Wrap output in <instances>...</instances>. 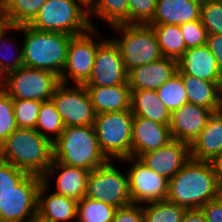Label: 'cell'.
I'll return each instance as SVG.
<instances>
[{"label": "cell", "instance_id": "ee69618b", "mask_svg": "<svg viewBox=\"0 0 222 222\" xmlns=\"http://www.w3.org/2000/svg\"><path fill=\"white\" fill-rule=\"evenodd\" d=\"M182 222H207V219L201 209H190L185 212Z\"/></svg>", "mask_w": 222, "mask_h": 222}, {"label": "cell", "instance_id": "f35d334b", "mask_svg": "<svg viewBox=\"0 0 222 222\" xmlns=\"http://www.w3.org/2000/svg\"><path fill=\"white\" fill-rule=\"evenodd\" d=\"M129 24H147L155 11L156 0H128Z\"/></svg>", "mask_w": 222, "mask_h": 222}, {"label": "cell", "instance_id": "5b68a950", "mask_svg": "<svg viewBox=\"0 0 222 222\" xmlns=\"http://www.w3.org/2000/svg\"><path fill=\"white\" fill-rule=\"evenodd\" d=\"M28 25L40 31L71 36L95 28L89 19L88 7L80 0H47Z\"/></svg>", "mask_w": 222, "mask_h": 222}, {"label": "cell", "instance_id": "484cf974", "mask_svg": "<svg viewBox=\"0 0 222 222\" xmlns=\"http://www.w3.org/2000/svg\"><path fill=\"white\" fill-rule=\"evenodd\" d=\"M131 111L135 117L169 125L171 113L159 99L156 90L132 91Z\"/></svg>", "mask_w": 222, "mask_h": 222}, {"label": "cell", "instance_id": "30bf717a", "mask_svg": "<svg viewBox=\"0 0 222 222\" xmlns=\"http://www.w3.org/2000/svg\"><path fill=\"white\" fill-rule=\"evenodd\" d=\"M75 85V87H74ZM59 83L51 100L65 127L94 125L95 112L85 85Z\"/></svg>", "mask_w": 222, "mask_h": 222}, {"label": "cell", "instance_id": "74e56055", "mask_svg": "<svg viewBox=\"0 0 222 222\" xmlns=\"http://www.w3.org/2000/svg\"><path fill=\"white\" fill-rule=\"evenodd\" d=\"M186 48L200 47L207 43V31L201 20H193L180 25Z\"/></svg>", "mask_w": 222, "mask_h": 222}, {"label": "cell", "instance_id": "5bb4252c", "mask_svg": "<svg viewBox=\"0 0 222 222\" xmlns=\"http://www.w3.org/2000/svg\"><path fill=\"white\" fill-rule=\"evenodd\" d=\"M128 84V72L119 49L109 38L98 46L92 73L85 86L110 87Z\"/></svg>", "mask_w": 222, "mask_h": 222}, {"label": "cell", "instance_id": "7402d4cb", "mask_svg": "<svg viewBox=\"0 0 222 222\" xmlns=\"http://www.w3.org/2000/svg\"><path fill=\"white\" fill-rule=\"evenodd\" d=\"M57 174L56 191L54 193L80 201L86 195L88 170L72 167L52 160L50 167L42 178L48 182V176Z\"/></svg>", "mask_w": 222, "mask_h": 222}, {"label": "cell", "instance_id": "83f0119b", "mask_svg": "<svg viewBox=\"0 0 222 222\" xmlns=\"http://www.w3.org/2000/svg\"><path fill=\"white\" fill-rule=\"evenodd\" d=\"M88 14L96 15L111 26L129 24L128 0H94L88 6Z\"/></svg>", "mask_w": 222, "mask_h": 222}, {"label": "cell", "instance_id": "b9f144b4", "mask_svg": "<svg viewBox=\"0 0 222 222\" xmlns=\"http://www.w3.org/2000/svg\"><path fill=\"white\" fill-rule=\"evenodd\" d=\"M207 222H222V203L218 198L208 201L200 208Z\"/></svg>", "mask_w": 222, "mask_h": 222}, {"label": "cell", "instance_id": "4dcf8cb0", "mask_svg": "<svg viewBox=\"0 0 222 222\" xmlns=\"http://www.w3.org/2000/svg\"><path fill=\"white\" fill-rule=\"evenodd\" d=\"M64 127L62 118L56 110L53 101H43L37 117L35 130L54 143L61 136ZM47 132L55 136L51 138Z\"/></svg>", "mask_w": 222, "mask_h": 222}, {"label": "cell", "instance_id": "7bdbcfd3", "mask_svg": "<svg viewBox=\"0 0 222 222\" xmlns=\"http://www.w3.org/2000/svg\"><path fill=\"white\" fill-rule=\"evenodd\" d=\"M222 73V34H208L207 43Z\"/></svg>", "mask_w": 222, "mask_h": 222}, {"label": "cell", "instance_id": "7c38bea8", "mask_svg": "<svg viewBox=\"0 0 222 222\" xmlns=\"http://www.w3.org/2000/svg\"><path fill=\"white\" fill-rule=\"evenodd\" d=\"M42 177L29 174L0 197V222H28L37 217L38 191Z\"/></svg>", "mask_w": 222, "mask_h": 222}, {"label": "cell", "instance_id": "d590c367", "mask_svg": "<svg viewBox=\"0 0 222 222\" xmlns=\"http://www.w3.org/2000/svg\"><path fill=\"white\" fill-rule=\"evenodd\" d=\"M17 128L13 99L0 87V146Z\"/></svg>", "mask_w": 222, "mask_h": 222}, {"label": "cell", "instance_id": "d4e9b609", "mask_svg": "<svg viewBox=\"0 0 222 222\" xmlns=\"http://www.w3.org/2000/svg\"><path fill=\"white\" fill-rule=\"evenodd\" d=\"M177 73L182 77L188 103L204 107L213 113L222 111V82H209L183 72Z\"/></svg>", "mask_w": 222, "mask_h": 222}, {"label": "cell", "instance_id": "603a6c76", "mask_svg": "<svg viewBox=\"0 0 222 222\" xmlns=\"http://www.w3.org/2000/svg\"><path fill=\"white\" fill-rule=\"evenodd\" d=\"M96 115L131 110L132 91L129 84L110 87L85 86Z\"/></svg>", "mask_w": 222, "mask_h": 222}, {"label": "cell", "instance_id": "ba28073f", "mask_svg": "<svg viewBox=\"0 0 222 222\" xmlns=\"http://www.w3.org/2000/svg\"><path fill=\"white\" fill-rule=\"evenodd\" d=\"M60 83L49 71L23 66L0 79V87L12 98L23 100H51Z\"/></svg>", "mask_w": 222, "mask_h": 222}, {"label": "cell", "instance_id": "d6986e66", "mask_svg": "<svg viewBox=\"0 0 222 222\" xmlns=\"http://www.w3.org/2000/svg\"><path fill=\"white\" fill-rule=\"evenodd\" d=\"M49 188L47 181H43L39 187L37 217L45 222H67L73 219L75 222L78 201L56 193L45 196Z\"/></svg>", "mask_w": 222, "mask_h": 222}, {"label": "cell", "instance_id": "681fc988", "mask_svg": "<svg viewBox=\"0 0 222 222\" xmlns=\"http://www.w3.org/2000/svg\"><path fill=\"white\" fill-rule=\"evenodd\" d=\"M28 222H45V221L39 219L38 217H35V218L31 219V220L28 221Z\"/></svg>", "mask_w": 222, "mask_h": 222}, {"label": "cell", "instance_id": "3957f363", "mask_svg": "<svg viewBox=\"0 0 222 222\" xmlns=\"http://www.w3.org/2000/svg\"><path fill=\"white\" fill-rule=\"evenodd\" d=\"M23 32V64L29 68L46 70L60 77L67 61V49L73 36L66 33L47 32L27 25L12 26Z\"/></svg>", "mask_w": 222, "mask_h": 222}, {"label": "cell", "instance_id": "f1b7e54d", "mask_svg": "<svg viewBox=\"0 0 222 222\" xmlns=\"http://www.w3.org/2000/svg\"><path fill=\"white\" fill-rule=\"evenodd\" d=\"M155 31L162 55L178 60L187 50L180 25H150Z\"/></svg>", "mask_w": 222, "mask_h": 222}, {"label": "cell", "instance_id": "ab89813d", "mask_svg": "<svg viewBox=\"0 0 222 222\" xmlns=\"http://www.w3.org/2000/svg\"><path fill=\"white\" fill-rule=\"evenodd\" d=\"M9 30L13 31L12 26H10L6 31H4L3 34L0 36V45L3 44V46H1L2 49H3V47L6 46V45L4 46L5 43H3V42L7 41V40H5V38H6L5 36H6L7 31H9ZM9 46H11V44H9ZM1 47H0V49H1ZM6 52H7V50H6ZM15 54L16 53L13 54V56H14L13 59H11V57H12L11 55H9L10 56L9 59L5 56L0 57V79L3 78L7 73L17 70V69L24 66V64H23V48H20L19 54H17L16 56H15Z\"/></svg>", "mask_w": 222, "mask_h": 222}, {"label": "cell", "instance_id": "7dc6e473", "mask_svg": "<svg viewBox=\"0 0 222 222\" xmlns=\"http://www.w3.org/2000/svg\"><path fill=\"white\" fill-rule=\"evenodd\" d=\"M217 198L220 200V202L222 203V189L218 190V194H217Z\"/></svg>", "mask_w": 222, "mask_h": 222}, {"label": "cell", "instance_id": "7a4b0ae2", "mask_svg": "<svg viewBox=\"0 0 222 222\" xmlns=\"http://www.w3.org/2000/svg\"><path fill=\"white\" fill-rule=\"evenodd\" d=\"M0 160L43 178L53 160V143L35 129L17 128L0 146Z\"/></svg>", "mask_w": 222, "mask_h": 222}, {"label": "cell", "instance_id": "f546056e", "mask_svg": "<svg viewBox=\"0 0 222 222\" xmlns=\"http://www.w3.org/2000/svg\"><path fill=\"white\" fill-rule=\"evenodd\" d=\"M142 210L143 222H182V218L187 211L185 207L167 199L142 204Z\"/></svg>", "mask_w": 222, "mask_h": 222}, {"label": "cell", "instance_id": "836d02e7", "mask_svg": "<svg viewBox=\"0 0 222 222\" xmlns=\"http://www.w3.org/2000/svg\"><path fill=\"white\" fill-rule=\"evenodd\" d=\"M42 101L13 99L14 116L18 128L35 129Z\"/></svg>", "mask_w": 222, "mask_h": 222}, {"label": "cell", "instance_id": "2e32d148", "mask_svg": "<svg viewBox=\"0 0 222 222\" xmlns=\"http://www.w3.org/2000/svg\"><path fill=\"white\" fill-rule=\"evenodd\" d=\"M212 114L211 110L192 103H186L174 110L171 112L169 123L172 139L191 145L205 128Z\"/></svg>", "mask_w": 222, "mask_h": 222}, {"label": "cell", "instance_id": "4fadbf2b", "mask_svg": "<svg viewBox=\"0 0 222 222\" xmlns=\"http://www.w3.org/2000/svg\"><path fill=\"white\" fill-rule=\"evenodd\" d=\"M120 161L133 162L127 172L129 193L133 203L141 205L167 199V178L154 172L137 157L130 156Z\"/></svg>", "mask_w": 222, "mask_h": 222}, {"label": "cell", "instance_id": "44dd1931", "mask_svg": "<svg viewBox=\"0 0 222 222\" xmlns=\"http://www.w3.org/2000/svg\"><path fill=\"white\" fill-rule=\"evenodd\" d=\"M203 0H156L155 11L148 25H181L200 20Z\"/></svg>", "mask_w": 222, "mask_h": 222}, {"label": "cell", "instance_id": "cb8c5ba5", "mask_svg": "<svg viewBox=\"0 0 222 222\" xmlns=\"http://www.w3.org/2000/svg\"><path fill=\"white\" fill-rule=\"evenodd\" d=\"M222 154V111L213 113L205 128L190 145V156L199 161L211 162Z\"/></svg>", "mask_w": 222, "mask_h": 222}, {"label": "cell", "instance_id": "1f68e13d", "mask_svg": "<svg viewBox=\"0 0 222 222\" xmlns=\"http://www.w3.org/2000/svg\"><path fill=\"white\" fill-rule=\"evenodd\" d=\"M117 208L83 197L78 201L77 222H112Z\"/></svg>", "mask_w": 222, "mask_h": 222}, {"label": "cell", "instance_id": "bcb514c9", "mask_svg": "<svg viewBox=\"0 0 222 222\" xmlns=\"http://www.w3.org/2000/svg\"><path fill=\"white\" fill-rule=\"evenodd\" d=\"M10 27L9 22L3 15L2 10L0 9V36L3 34L4 31H6Z\"/></svg>", "mask_w": 222, "mask_h": 222}, {"label": "cell", "instance_id": "277c9868", "mask_svg": "<svg viewBox=\"0 0 222 222\" xmlns=\"http://www.w3.org/2000/svg\"><path fill=\"white\" fill-rule=\"evenodd\" d=\"M53 159L89 172L108 161L99 148L93 125L64 127L53 143Z\"/></svg>", "mask_w": 222, "mask_h": 222}, {"label": "cell", "instance_id": "4316f807", "mask_svg": "<svg viewBox=\"0 0 222 222\" xmlns=\"http://www.w3.org/2000/svg\"><path fill=\"white\" fill-rule=\"evenodd\" d=\"M47 0H2L0 9L10 26L29 24Z\"/></svg>", "mask_w": 222, "mask_h": 222}, {"label": "cell", "instance_id": "f6af8a7d", "mask_svg": "<svg viewBox=\"0 0 222 222\" xmlns=\"http://www.w3.org/2000/svg\"><path fill=\"white\" fill-rule=\"evenodd\" d=\"M210 163L215 173L217 186L222 189V154L214 158Z\"/></svg>", "mask_w": 222, "mask_h": 222}, {"label": "cell", "instance_id": "52a82bcc", "mask_svg": "<svg viewBox=\"0 0 222 222\" xmlns=\"http://www.w3.org/2000/svg\"><path fill=\"white\" fill-rule=\"evenodd\" d=\"M131 110L95 115L94 128L101 152L108 160L132 156Z\"/></svg>", "mask_w": 222, "mask_h": 222}, {"label": "cell", "instance_id": "6da1fadb", "mask_svg": "<svg viewBox=\"0 0 222 222\" xmlns=\"http://www.w3.org/2000/svg\"><path fill=\"white\" fill-rule=\"evenodd\" d=\"M218 190L211 163L190 158L169 180L167 200L187 210L200 209L217 198Z\"/></svg>", "mask_w": 222, "mask_h": 222}, {"label": "cell", "instance_id": "9a60e30c", "mask_svg": "<svg viewBox=\"0 0 222 222\" xmlns=\"http://www.w3.org/2000/svg\"><path fill=\"white\" fill-rule=\"evenodd\" d=\"M191 158L190 145L172 139L166 145L142 154L139 159L154 172L170 180Z\"/></svg>", "mask_w": 222, "mask_h": 222}, {"label": "cell", "instance_id": "ffe728a7", "mask_svg": "<svg viewBox=\"0 0 222 222\" xmlns=\"http://www.w3.org/2000/svg\"><path fill=\"white\" fill-rule=\"evenodd\" d=\"M178 72L209 82H222V73L207 45L188 48L178 59Z\"/></svg>", "mask_w": 222, "mask_h": 222}, {"label": "cell", "instance_id": "e575fe53", "mask_svg": "<svg viewBox=\"0 0 222 222\" xmlns=\"http://www.w3.org/2000/svg\"><path fill=\"white\" fill-rule=\"evenodd\" d=\"M200 20L207 34H222V0H203Z\"/></svg>", "mask_w": 222, "mask_h": 222}, {"label": "cell", "instance_id": "9c48e42d", "mask_svg": "<svg viewBox=\"0 0 222 222\" xmlns=\"http://www.w3.org/2000/svg\"><path fill=\"white\" fill-rule=\"evenodd\" d=\"M85 197L100 200L115 208L133 203L129 193L128 175L122 174L112 165L111 160L89 172Z\"/></svg>", "mask_w": 222, "mask_h": 222}, {"label": "cell", "instance_id": "8992f818", "mask_svg": "<svg viewBox=\"0 0 222 222\" xmlns=\"http://www.w3.org/2000/svg\"><path fill=\"white\" fill-rule=\"evenodd\" d=\"M111 27L122 35L119 37L121 39L114 37L110 39L119 49L127 72L163 57L152 26L148 24H117Z\"/></svg>", "mask_w": 222, "mask_h": 222}, {"label": "cell", "instance_id": "ac0fdd59", "mask_svg": "<svg viewBox=\"0 0 222 222\" xmlns=\"http://www.w3.org/2000/svg\"><path fill=\"white\" fill-rule=\"evenodd\" d=\"M172 140L169 125L152 121L144 117H133L132 156L156 150Z\"/></svg>", "mask_w": 222, "mask_h": 222}, {"label": "cell", "instance_id": "8fae6325", "mask_svg": "<svg viewBox=\"0 0 222 222\" xmlns=\"http://www.w3.org/2000/svg\"><path fill=\"white\" fill-rule=\"evenodd\" d=\"M97 29L91 28L84 34L73 36L67 49V61L59 80L69 84L72 78L76 85H84L90 78L98 46L103 42H95L93 34L97 36ZM71 77V78H70Z\"/></svg>", "mask_w": 222, "mask_h": 222}, {"label": "cell", "instance_id": "c3c4849f", "mask_svg": "<svg viewBox=\"0 0 222 222\" xmlns=\"http://www.w3.org/2000/svg\"><path fill=\"white\" fill-rule=\"evenodd\" d=\"M80 1H82L88 7L94 0H80Z\"/></svg>", "mask_w": 222, "mask_h": 222}, {"label": "cell", "instance_id": "d6a6232c", "mask_svg": "<svg viewBox=\"0 0 222 222\" xmlns=\"http://www.w3.org/2000/svg\"><path fill=\"white\" fill-rule=\"evenodd\" d=\"M156 92L170 113L188 103L182 77L178 73L161 85Z\"/></svg>", "mask_w": 222, "mask_h": 222}, {"label": "cell", "instance_id": "e0dca14e", "mask_svg": "<svg viewBox=\"0 0 222 222\" xmlns=\"http://www.w3.org/2000/svg\"><path fill=\"white\" fill-rule=\"evenodd\" d=\"M178 72V60L162 57L157 61L138 66L128 72L131 91L157 90Z\"/></svg>", "mask_w": 222, "mask_h": 222}, {"label": "cell", "instance_id": "60d3db41", "mask_svg": "<svg viewBox=\"0 0 222 222\" xmlns=\"http://www.w3.org/2000/svg\"><path fill=\"white\" fill-rule=\"evenodd\" d=\"M112 222H143L142 205L131 203L117 208Z\"/></svg>", "mask_w": 222, "mask_h": 222}, {"label": "cell", "instance_id": "8d00e7d4", "mask_svg": "<svg viewBox=\"0 0 222 222\" xmlns=\"http://www.w3.org/2000/svg\"><path fill=\"white\" fill-rule=\"evenodd\" d=\"M28 175L11 163L0 160V197L11 192Z\"/></svg>", "mask_w": 222, "mask_h": 222}]
</instances>
